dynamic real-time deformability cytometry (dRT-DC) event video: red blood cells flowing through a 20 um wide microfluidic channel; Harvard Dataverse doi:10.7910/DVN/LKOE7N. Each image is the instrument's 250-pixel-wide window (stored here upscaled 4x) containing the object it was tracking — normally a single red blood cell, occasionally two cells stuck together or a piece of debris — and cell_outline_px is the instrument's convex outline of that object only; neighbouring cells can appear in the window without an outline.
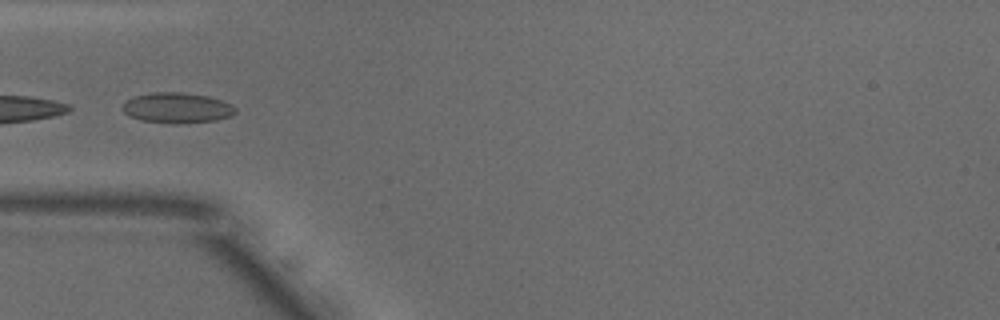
{"species": "common noctule bat (a hibernating species)", "species_latin": "Nyctalus noctula", "temperature_condition": "warm", "stored_images_in_passage": 20, "camera_frame_rate_fps": 3000, "um_per_image_px": 0.085, "animal": {"sex": "male", "body_mass_g": 18.8}, "frame": {"image": 1, "passage_image": 15, "time_ms": 4.667, "image_size_px": [1000, 320], "cell_outline_px": [[236, 112], [232, 116], [216, 120], [188, 124], [172, 124], [140, 120], [128, 116], [120, 108], [128, 100], [136, 96], [156, 92], [180, 92], [208, 96], [232, 104], [236, 108]], "centroid_in_image_um": [15.07, 9.19], "position_along_channel_um": 69.9, "area_um2": 20.23}}